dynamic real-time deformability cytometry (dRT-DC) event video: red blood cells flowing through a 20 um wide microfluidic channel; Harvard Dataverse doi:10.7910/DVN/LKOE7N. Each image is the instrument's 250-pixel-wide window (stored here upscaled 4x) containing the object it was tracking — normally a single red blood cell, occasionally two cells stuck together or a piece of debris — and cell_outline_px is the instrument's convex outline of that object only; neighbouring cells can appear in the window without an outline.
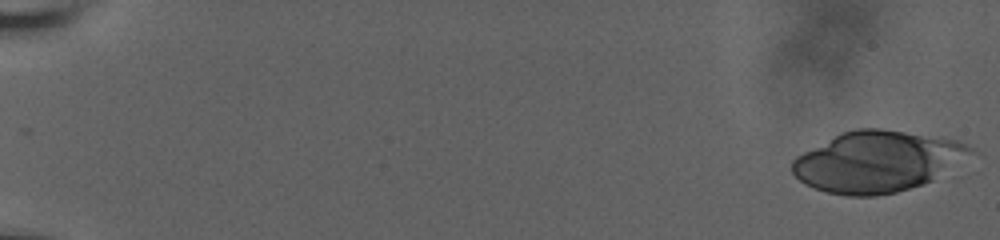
{"species": "human", "species_latin": "Homo sapiens", "temperature_condition": "room temperature", "stored_images_in_passage": 32, "camera_frame_rate_fps": 3000, "um_per_image_px": 0.085, "donor": {"sex": "male"}, "frame": {"image": 1, "passage_image": 1, "time_ms": 0.0, "image_size_px": [1000, 240], "cell_outline_px": [[980, 152], [932, 180], [896, 192], [876, 196], [848, 196], [828, 192], [804, 184], [792, 172], [792, 160], [796, 156], [840, 132], [856, 128], [880, 128], [956, 140], [976, 148]], "centroid_in_image_um": [74.6, 13.72], "position_along_channel_um": 10.4, "area_um2": 63.41}}